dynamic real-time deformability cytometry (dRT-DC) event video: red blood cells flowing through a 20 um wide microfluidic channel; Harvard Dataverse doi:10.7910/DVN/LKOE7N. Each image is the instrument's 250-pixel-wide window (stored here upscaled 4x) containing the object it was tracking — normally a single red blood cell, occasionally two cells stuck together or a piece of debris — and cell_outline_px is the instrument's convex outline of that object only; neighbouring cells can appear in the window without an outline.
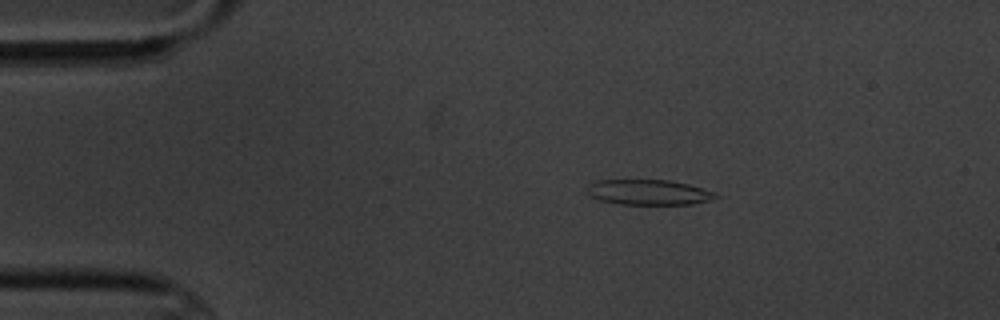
{"species": "common noctule bat (a hibernating species)", "species_latin": "Nyctalus noctula", "temperature_condition": "cold", "stored_images_in_passage": 6, "camera_frame_rate_fps": 3000, "um_per_image_px": 0.085, "animal": {"sex": "male", "body_mass_g": 20.1, "forearm_length_mm": 53.5}, "frame": {"image": 1, "passage_image": 3, "time_ms": 2.333, "image_size_px": [1000, 320], "cell_outline_px": [[720, 196], [712, 200], [692, 204], [616, 204], [600, 200], [588, 196], [588, 184], [596, 180], [668, 180], [688, 184], [712, 192]], "centroid_in_image_um": [55.09, 16.35], "position_along_channel_um": 29.9, "area_um2": 18.9}}
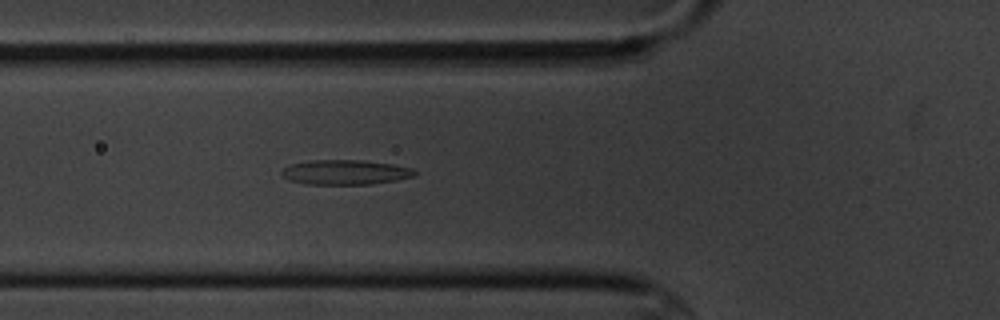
{"frame": {"image": 2, "passage_image": 6, "time_ms": 5.667, "image_size_px": [1000, 320], "cell_outline_px": [[416, 176], [396, 180], [372, 184], [304, 184], [288, 180], [280, 172], [284, 168], [292, 164], [308, 160], [360, 160], [392, 164], [412, 168], [416, 172]], "centroid_in_image_um": [29.34, 14.64], "position_along_channel_um": 96.5, "area_um2": 19.19}}